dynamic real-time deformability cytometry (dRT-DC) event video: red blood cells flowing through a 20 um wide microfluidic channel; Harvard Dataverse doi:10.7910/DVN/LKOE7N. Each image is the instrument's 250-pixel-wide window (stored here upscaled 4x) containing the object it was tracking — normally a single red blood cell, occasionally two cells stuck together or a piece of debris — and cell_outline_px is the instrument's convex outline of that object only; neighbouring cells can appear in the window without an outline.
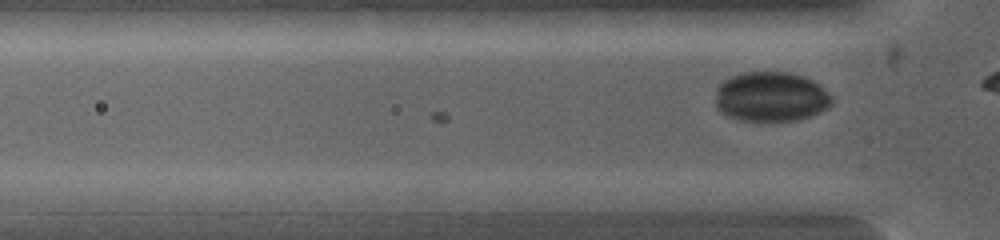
{"species": "common noctule bat (a hibernating species)", "species_latin": "Nyctalus noctula", "temperature_condition": "warm", "stored_images_in_passage": 8, "segment_of_instrument_passage": [2, 2], "camera_frame_rate_fps": 5000, "um_per_image_px": 0.085, "animal": {"sex": "female", "body_mass_g": 19.0, "forearm_length_mm": 53.3}, "frame": {"image": 1, "passage_image": 8, "time_ms": 1.2, "image_size_px": [1000, 240], "cell_outline_px": [[596, 200], [584, 212], [496, 212], [496, 200], [544, 192], [576, 192]], "centroid_in_image_um": [46.4, 17.25], "position_along_channel_um": 79.4, "area_um2": 11.96}}